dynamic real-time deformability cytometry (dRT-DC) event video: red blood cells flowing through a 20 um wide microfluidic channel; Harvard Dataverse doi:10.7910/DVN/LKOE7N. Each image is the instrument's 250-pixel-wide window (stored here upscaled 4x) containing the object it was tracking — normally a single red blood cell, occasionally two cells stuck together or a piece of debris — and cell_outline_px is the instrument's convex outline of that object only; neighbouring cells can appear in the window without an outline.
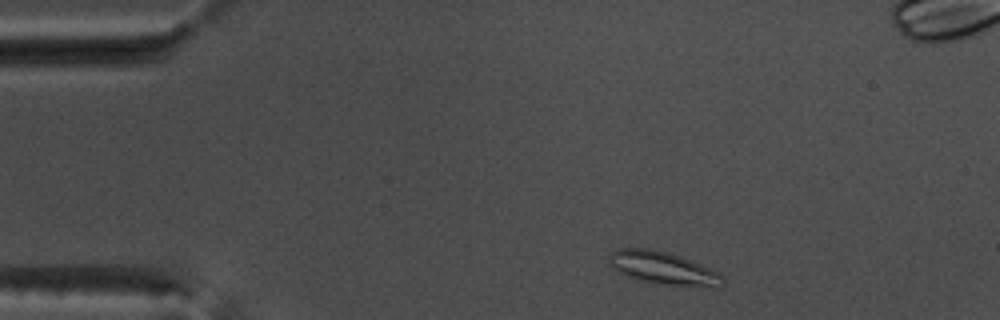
{"species": "common noctule bat (a hibernating species)", "species_latin": "Nyctalus noctula", "temperature_condition": "warm", "stored_images_in_passage": 49, "camera_frame_rate_fps": 3000, "um_per_image_px": 0.085, "animal": {"sex": "male", "body_mass_g": 17.5, "forearm_length_mm": 52.3}, "frame": {"image": 1, "passage_image": 3, "time_ms": 0.667, "image_size_px": [1000, 320], "cell_outline_px": [[724, 284], [720, 288], [716, 288], [656, 284], [628, 276], [612, 268], [608, 264], [608, 256], [616, 248], [648, 248], [680, 256], [700, 264], [724, 276]], "centroid_in_image_um": [56.37, 22.81], "position_along_channel_um": 28.6, "area_um2": 21.79}}
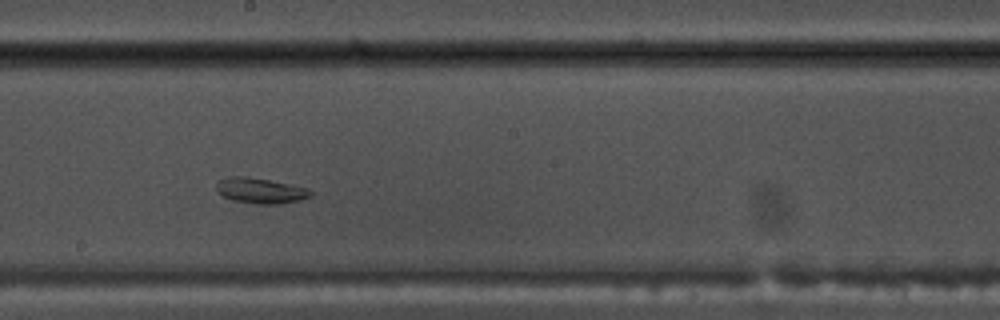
{"frame": {"image": 2, "passage_image": 24, "time_ms": 7.667, "image_size_px": [1000, 320], "cell_outline_px": [[312, 196], [300, 200], [284, 204], [256, 204], [232, 200], [224, 196], [216, 188], [216, 184], [220, 180], [228, 176], [248, 176], [308, 188], [312, 192]], "centroid_in_image_um": [22.16, 16.21], "position_along_channel_um": 226.0, "area_um2": 13.99}}
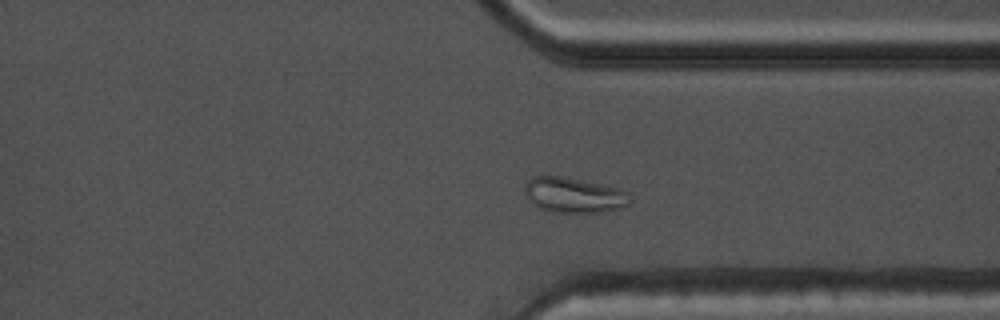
{"frame": {"image": 3, "passage_image": 35, "time_ms": 11.333, "image_size_px": [1000, 320], "cell_outline_px": [[628, 204], [624, 208], [600, 212], [556, 212], [540, 208], [532, 204], [528, 200], [524, 192], [524, 188], [528, 180], [532, 176], [560, 176], [604, 184], [628, 192]], "centroid_in_image_um": [48.75, 16.58], "position_along_channel_um": 362.7, "area_um2": 21.56}}